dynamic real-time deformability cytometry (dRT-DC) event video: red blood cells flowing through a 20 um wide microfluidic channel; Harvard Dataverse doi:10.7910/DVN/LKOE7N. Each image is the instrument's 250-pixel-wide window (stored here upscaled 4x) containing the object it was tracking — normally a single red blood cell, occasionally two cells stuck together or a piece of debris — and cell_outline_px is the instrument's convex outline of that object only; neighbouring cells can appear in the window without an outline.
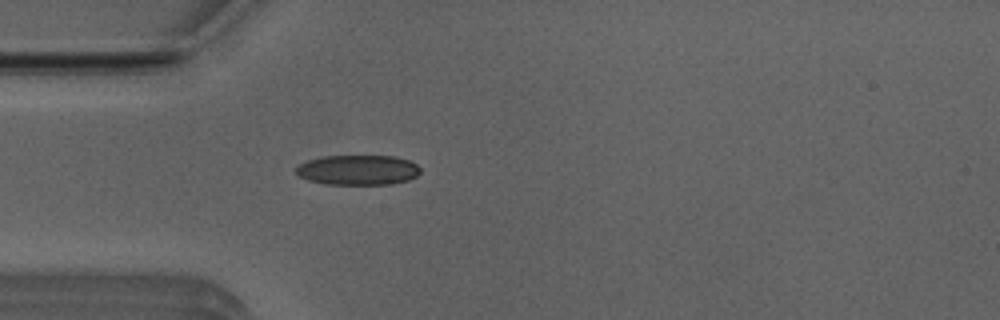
{"species": "Egyptian fruit bat (a non-hibernating species)", "species_latin": "Rousettus aegyptiacus", "temperature_condition": "room temperature", "stored_images_in_passage": 4, "camera_frame_rate_fps": 3000, "um_per_image_px": 0.085, "animal": {"sex": "male"}, "frame": {"image": 1, "passage_image": 1, "time_ms": 0.0, "image_size_px": [1000, 320], "cell_outline_px": [[420, 172], [416, 176], [408, 180], [392, 184], [324, 184], [308, 180], [300, 176], [296, 172], [296, 168], [300, 164], [308, 160], [320, 156], [396, 156], [408, 160], [416, 164], [420, 168]], "centroid_in_image_um": [30.43, 14.44], "position_along_channel_um": 54.6, "area_um2": 21.73}}